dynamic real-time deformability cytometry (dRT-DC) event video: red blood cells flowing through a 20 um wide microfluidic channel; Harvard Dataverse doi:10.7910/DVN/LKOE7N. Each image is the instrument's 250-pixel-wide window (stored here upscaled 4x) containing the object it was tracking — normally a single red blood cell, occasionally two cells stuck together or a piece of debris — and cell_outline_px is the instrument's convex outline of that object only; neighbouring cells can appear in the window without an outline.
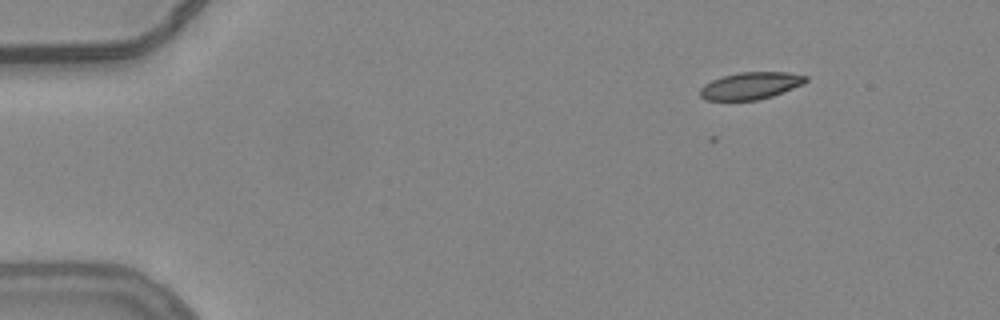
{"species": "common noctule bat (a hibernating species)", "species_latin": "Nyctalus noctula", "temperature_condition": "warm", "stored_images_in_passage": 3, "camera_frame_rate_fps": 3000, "um_per_image_px": 0.085, "animal": {"sex": "female", "body_mass_g": 24.6, "forearm_length_mm": 56.2}, "frame": {"image": 1, "passage_image": 1, "time_ms": 0.0, "image_size_px": [1000, 320], "cell_outline_px": [[808, 80], [804, 84], [772, 96], [756, 100], [704, 100], [700, 96], [700, 88], [704, 84], [712, 80], [724, 76], [740, 72], [788, 72], [808, 76]], "centroid_in_image_um": [63.81, 7.28], "position_along_channel_um": 21.2, "area_um2": 16.7}}